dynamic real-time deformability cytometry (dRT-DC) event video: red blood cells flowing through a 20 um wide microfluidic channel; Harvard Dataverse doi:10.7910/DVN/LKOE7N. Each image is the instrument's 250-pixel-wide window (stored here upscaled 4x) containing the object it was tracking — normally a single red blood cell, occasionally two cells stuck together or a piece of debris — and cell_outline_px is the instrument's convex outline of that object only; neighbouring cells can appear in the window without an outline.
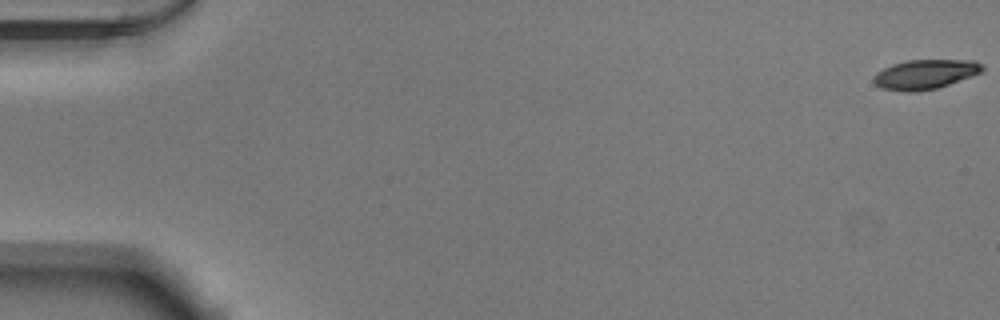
{"species": "Egyptian fruit bat (a non-hibernating species)", "species_latin": "Rousettus aegyptiacus", "temperature_condition": "warm", "stored_images_in_passage": 18, "camera_frame_rate_fps": 3000, "um_per_image_px": 0.085, "animal": {"sex": "male"}, "frame": {"image": 1, "passage_image": 1, "time_ms": 0.0, "image_size_px": [1000, 320], "cell_outline_px": [[984, 72], [936, 88], [916, 92], [904, 92], [884, 88], [876, 84], [872, 80], [876, 72], [892, 64], [908, 60], [976, 60], [984, 64]], "centroid_in_image_um": [78.68, 6.3], "position_along_channel_um": 6.3, "area_um2": 18.79}}
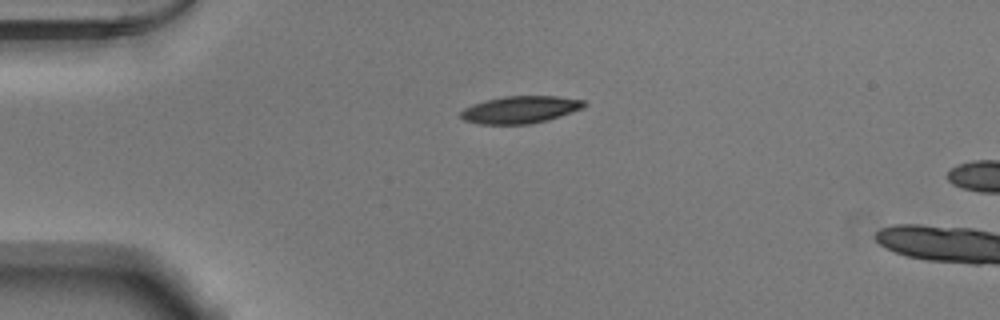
{"frame": {"image": 2, "passage_image": 14, "time_ms": 4.333, "image_size_px": [1000, 320], "cell_outline_px": [[588, 104], [584, 108], [548, 120], [532, 124], [480, 124], [464, 120], [460, 116], [460, 112], [464, 108], [472, 104], [504, 96], [556, 96], [584, 100]], "centroid_in_image_um": [44.25, 9.32], "position_along_channel_um": 40.8, "area_um2": 19.65}}